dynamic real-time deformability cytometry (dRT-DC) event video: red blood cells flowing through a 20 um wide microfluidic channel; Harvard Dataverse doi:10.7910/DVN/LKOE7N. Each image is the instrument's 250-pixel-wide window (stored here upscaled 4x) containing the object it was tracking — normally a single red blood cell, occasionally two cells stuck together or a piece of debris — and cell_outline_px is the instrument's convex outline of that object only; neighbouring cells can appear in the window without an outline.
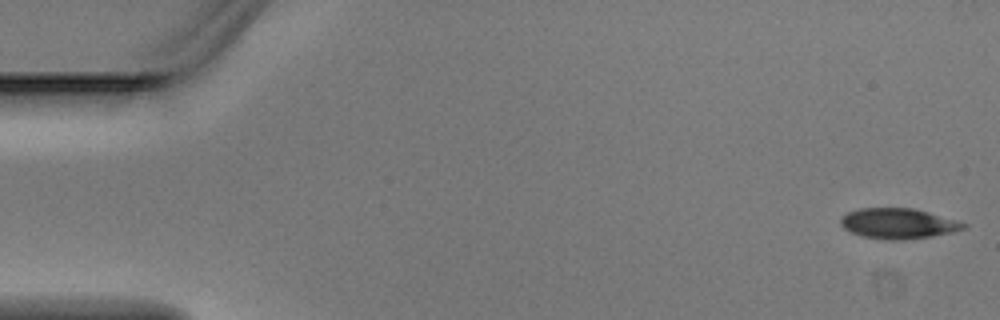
{"species": "Egyptian fruit bat (a non-hibernating species)", "species_latin": "Rousettus aegyptiacus", "temperature_condition": "warm", "stored_images_in_passage": 4, "camera_frame_rate_fps": 3000, "um_per_image_px": 0.085, "animal": {"sex": "male"}, "frame": {"image": 1, "passage_image": 1, "time_ms": 0.0, "image_size_px": [1000, 320], "cell_outline_px": [[968, 228], [956, 232], [932, 236], [904, 240], [884, 240], [864, 236], [852, 232], [844, 228], [840, 224], [840, 216], [848, 212], [860, 208], [912, 208], [928, 212], [956, 220], [968, 224]], "centroid_in_image_um": [76.37, 19.0], "position_along_channel_um": 8.6, "area_um2": 21.91}}
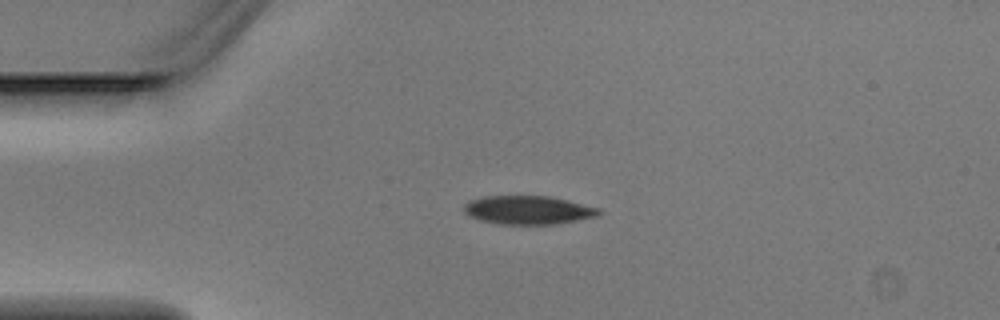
{"frame": {"image": 2, "passage_image": 3, "time_ms": 0.667, "image_size_px": [1000, 320], "cell_outline_px": [[604, 212], [596, 216], [556, 224], [496, 224], [480, 220], [464, 212], [464, 204], [472, 200], [484, 196], [552, 196], [600, 208]], "centroid_in_image_um": [44.92, 17.85], "position_along_channel_um": 40.1, "area_um2": 22.43}}